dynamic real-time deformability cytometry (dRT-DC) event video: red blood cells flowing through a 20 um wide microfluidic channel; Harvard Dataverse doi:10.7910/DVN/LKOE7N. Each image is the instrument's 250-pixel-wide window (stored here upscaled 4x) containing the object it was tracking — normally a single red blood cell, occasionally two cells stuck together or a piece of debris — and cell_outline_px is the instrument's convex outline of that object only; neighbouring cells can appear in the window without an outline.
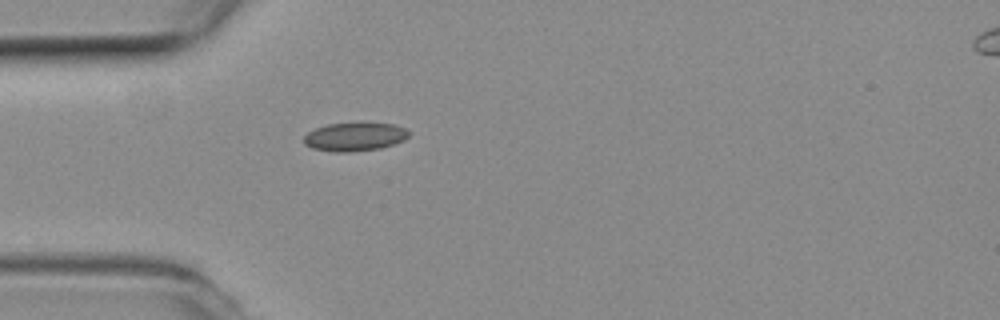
{"species": "common noctule bat (a hibernating species)", "species_latin": "Nyctalus noctula", "temperature_condition": "room temperature", "stored_images_in_passage": 34, "camera_frame_rate_fps": 3000, "um_per_image_px": 0.085, "animal": {"sex": "female", "body_mass_g": 19.3, "forearm_length_mm": 54.1}, "frame": {"image": 1, "passage_image": 1, "time_ms": 0.0, "image_size_px": [1000, 320], "cell_outline_px": [[408, 136], [404, 140], [380, 148], [352, 152], [336, 152], [312, 148], [304, 144], [304, 136], [308, 132], [316, 128], [328, 124], [392, 124], [404, 128], [408, 132]], "centroid_in_image_um": [30.11, 11.65], "position_along_channel_um": 54.9, "area_um2": 16.99}}
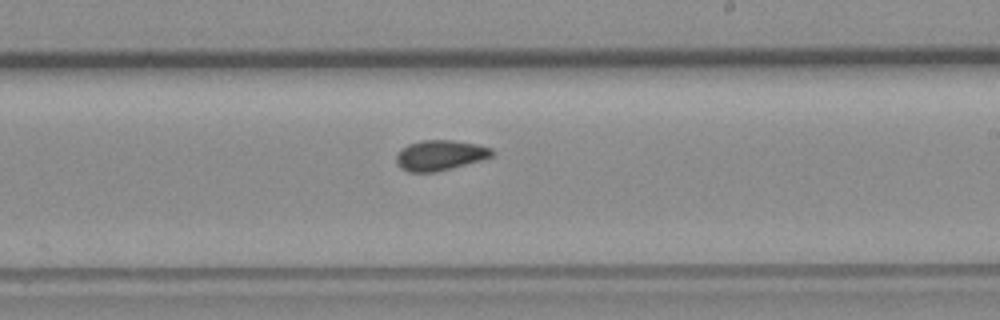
{"frame": {"image": 2, "passage_image": 17, "time_ms": 5.333, "image_size_px": [1000, 320], "cell_outline_px": [[496, 152], [492, 156], [480, 160], [452, 168], [436, 172], [408, 172], [400, 168], [396, 164], [396, 156], [408, 144], [420, 140], [452, 140], [476, 144], [492, 148]], "centroid_in_image_um": [37.41, 13.2], "position_along_channel_um": 251.6, "area_um2": 16.88}}
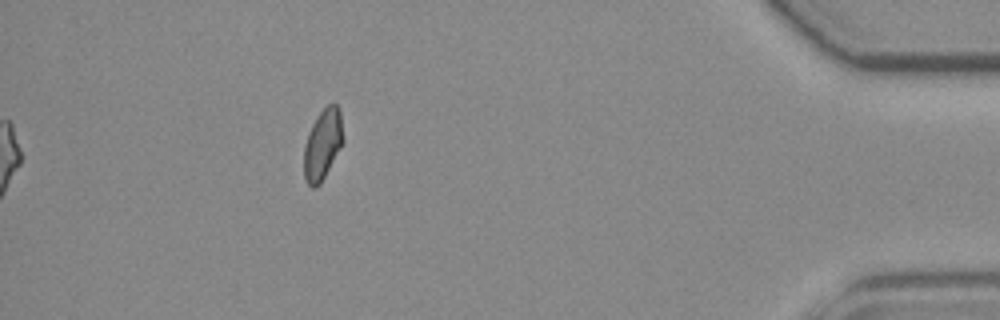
{"frame": {"image": 3, "passage_image": 34, "time_ms": 11.0, "image_size_px": [1000, 320], "cell_outline_px": [[344, 140], [320, 184], [316, 188], [312, 188], [308, 184], [304, 176], [304, 144], [308, 132], [316, 116], [328, 104], [336, 104], [340, 108]], "centroid_in_image_um": [27.42, 12.25], "position_along_channel_um": 407.8, "area_um2": 16.13}, "authors_computed_cell_mechanics": {"area_um2": 16.5597, "velocity_mm_per_s": 3.7799, "shape_relaxation_time_tau1_ms": null, "shape_relaxation_time_tau2_ms": 2.2209, "deformation_change_tau1": null, "deformation_change_tau2": 0.0633}}